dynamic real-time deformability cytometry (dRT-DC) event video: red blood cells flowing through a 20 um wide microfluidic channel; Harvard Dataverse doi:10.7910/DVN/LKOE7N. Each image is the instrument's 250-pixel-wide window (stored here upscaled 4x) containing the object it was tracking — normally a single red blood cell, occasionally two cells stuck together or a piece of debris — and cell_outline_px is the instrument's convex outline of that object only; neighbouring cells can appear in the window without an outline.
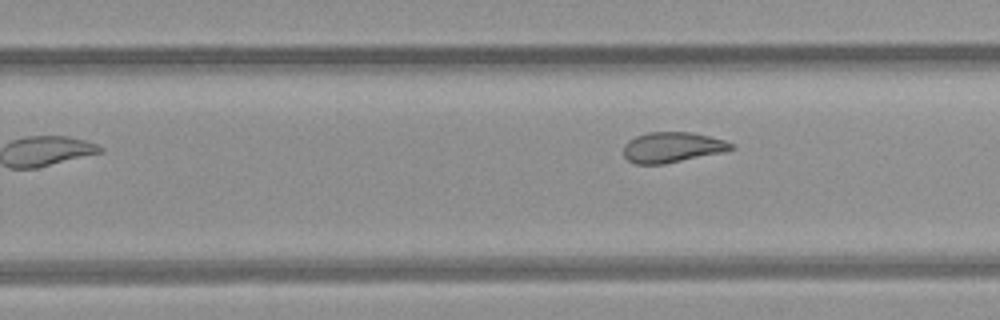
{"species": "common noctule bat (a hibernating species)", "species_latin": "Nyctalus noctula", "temperature_condition": "room temperature", "stored_images_in_passage": 8, "camera_frame_rate_fps": 3000, "um_per_image_px": 0.085, "animal": {"sex": "female", "body_mass_g": 21.9}, "frame": {"image": 1, "passage_image": 8, "time_ms": 2.333, "image_size_px": [1000, 320], "cell_outline_px": [[736, 148], [724, 152], [664, 164], [636, 164], [628, 160], [624, 156], [624, 144], [628, 140], [636, 136], [648, 132], [692, 132], [724, 140], [736, 144]], "centroid_in_image_um": [57.16, 12.52], "position_along_channel_um": 272.6, "area_um2": 19.19}}